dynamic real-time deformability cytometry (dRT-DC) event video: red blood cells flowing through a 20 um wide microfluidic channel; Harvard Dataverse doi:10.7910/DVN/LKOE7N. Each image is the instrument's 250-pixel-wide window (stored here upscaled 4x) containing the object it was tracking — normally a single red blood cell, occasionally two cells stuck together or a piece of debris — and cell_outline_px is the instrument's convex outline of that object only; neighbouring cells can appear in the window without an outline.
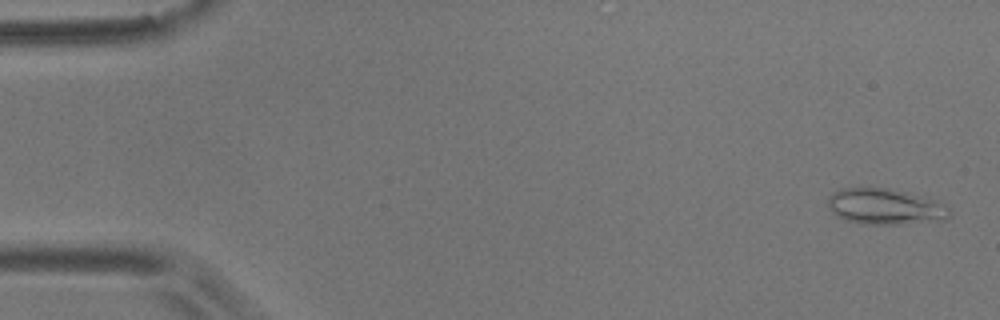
{"species": "common noctule bat (a hibernating species)", "species_latin": "Nyctalus noctula", "temperature_condition": "room temperature", "stored_images_in_passage": 56, "camera_frame_rate_fps": 3000, "um_per_image_px": 0.085, "animal": {"sex": "male", "body_mass_g": 17.9}, "frame": {"image": 1, "passage_image": 2, "time_ms": 0.333, "image_size_px": [1000, 320], "cell_outline_px": [[948, 220], [900, 224], [860, 224], [844, 220], [836, 216], [828, 208], [828, 196], [832, 192], [840, 188], [888, 188], [932, 200], [944, 204], [948, 208]], "centroid_in_image_um": [75.16, 17.58], "position_along_channel_um": 9.8, "area_um2": 25.32}}
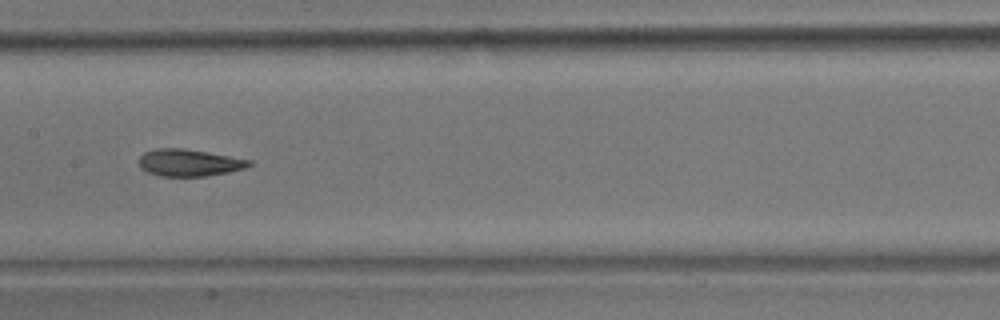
{"frame": {"image": 2, "passage_image": 28, "time_ms": 9.0, "image_size_px": [1000, 320], "cell_outline_px": [[252, 164], [244, 168], [228, 172], [204, 176], [160, 176], [148, 172], [140, 168], [140, 156], [144, 152], [156, 148], [184, 148], [252, 160]], "centroid_in_image_um": [16.06, 13.82], "position_along_channel_um": 191.3, "area_um2": 17.22}}
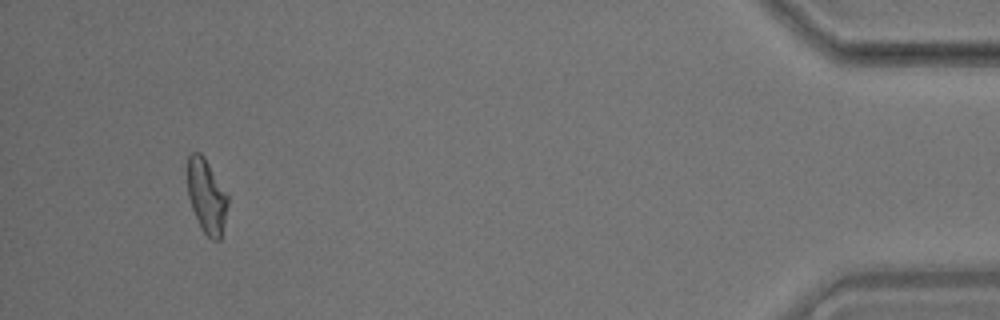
{"frame": {"image": 3, "passage_image": 53, "time_ms": 17.333, "image_size_px": [1000, 320], "cell_outline_px": [[228, 204], [224, 224], [220, 240], [212, 240], [200, 228], [192, 208], [188, 196], [188, 156], [192, 152], [200, 152], [204, 156], [228, 196]], "centroid_in_image_um": [17.56, 16.69], "position_along_channel_um": 417.6, "area_um2": 17.28}, "authors_computed_cell_mechanics": {"area_um2": 17.7446, "velocity_mm_per_s": 3.5636, "shape_relaxation_time_tau1_ms": 4.7017, "shape_relaxation_time_tau2_ms": 3.824, "deformation_change_tau1": 0.1339, "deformation_change_tau2": 0.1081}}